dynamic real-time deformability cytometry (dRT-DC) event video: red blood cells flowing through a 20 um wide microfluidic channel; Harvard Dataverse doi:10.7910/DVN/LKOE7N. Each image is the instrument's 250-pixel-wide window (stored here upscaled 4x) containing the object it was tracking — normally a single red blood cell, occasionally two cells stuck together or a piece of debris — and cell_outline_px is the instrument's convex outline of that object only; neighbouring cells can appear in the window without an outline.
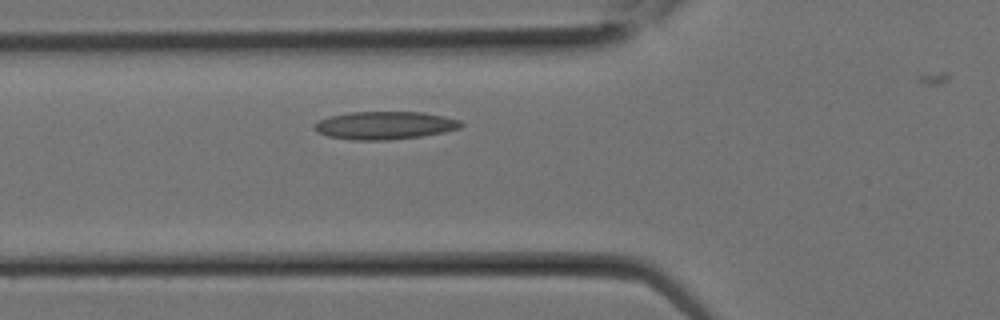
{"species": "Egyptian fruit bat (a non-hibernating species)", "species_latin": "Rousettus aegyptiacus", "temperature_condition": "room temperature", "stored_images_in_passage": 4, "camera_frame_rate_fps": 3000, "um_per_image_px": 0.085, "animal": {"sex": "female"}, "frame": {"image": 1, "passage_image": 2, "time_ms": 0.333, "image_size_px": [1000, 320], "cell_outline_px": [[464, 124], [460, 128], [444, 132], [420, 136], [388, 140], [352, 140], [328, 136], [312, 128], [312, 124], [328, 116], [348, 112], [420, 112], [444, 116], [460, 120]], "centroid_in_image_um": [32.68, 10.65], "position_along_channel_um": 93.1, "area_um2": 23.87}}
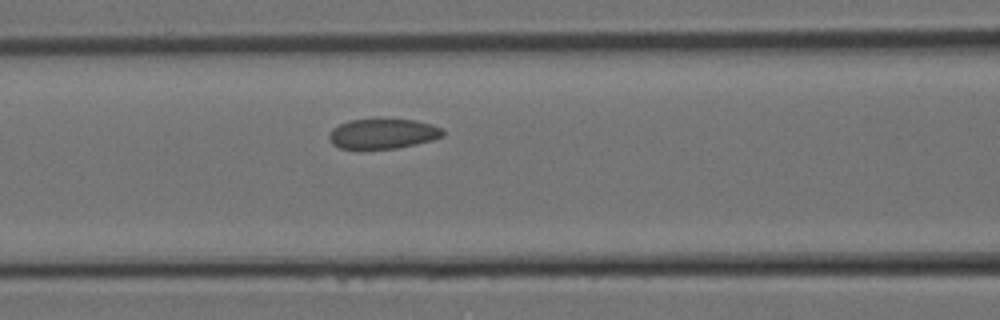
{"frame": {"image": 2, "passage_image": 4, "time_ms": 1.0, "image_size_px": [1000, 320], "cell_outline_px": [[444, 136], [432, 140], [416, 144], [396, 148], [340, 148], [332, 144], [328, 140], [328, 132], [332, 128], [348, 120], [416, 120], [432, 124], [440, 128], [444, 132]], "centroid_in_image_um": [32.52, 11.37], "position_along_channel_um": 134.1, "area_um2": 19.71}}